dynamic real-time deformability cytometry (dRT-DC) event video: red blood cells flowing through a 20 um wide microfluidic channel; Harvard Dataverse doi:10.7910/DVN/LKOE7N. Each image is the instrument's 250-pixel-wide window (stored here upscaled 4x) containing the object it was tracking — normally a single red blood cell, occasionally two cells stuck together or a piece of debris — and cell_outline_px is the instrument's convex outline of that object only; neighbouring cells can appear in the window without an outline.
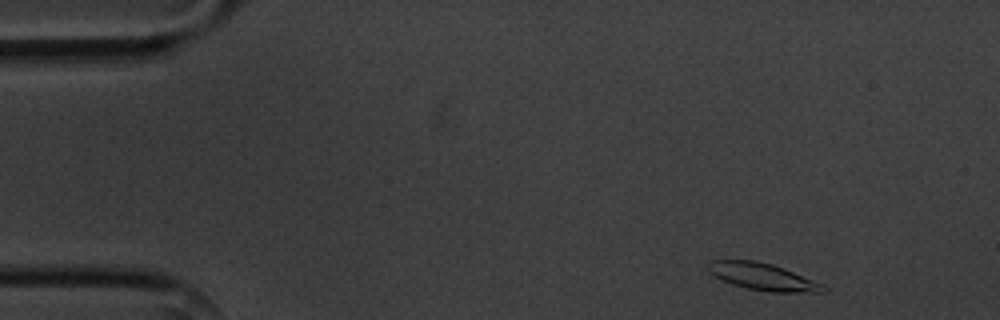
{"species": "common noctule bat (a hibernating species)", "species_latin": "Nyctalus noctula", "temperature_condition": "cold", "stored_images_in_passage": 3, "camera_frame_rate_fps": 3000, "um_per_image_px": 0.085, "animal": {"sex": "male", "body_mass_g": 20.1, "forearm_length_mm": 53.5}, "frame": {"image": 1, "passage_image": 1, "time_ms": 0.0, "image_size_px": [1000, 320], "cell_outline_px": [[828, 292], [772, 292], [748, 288], [732, 284], [708, 272], [708, 260], [756, 260], [772, 264], [784, 268], [824, 284], [828, 288]], "centroid_in_image_um": [64.88, 23.51], "position_along_channel_um": 20.1, "area_um2": 18.15}}